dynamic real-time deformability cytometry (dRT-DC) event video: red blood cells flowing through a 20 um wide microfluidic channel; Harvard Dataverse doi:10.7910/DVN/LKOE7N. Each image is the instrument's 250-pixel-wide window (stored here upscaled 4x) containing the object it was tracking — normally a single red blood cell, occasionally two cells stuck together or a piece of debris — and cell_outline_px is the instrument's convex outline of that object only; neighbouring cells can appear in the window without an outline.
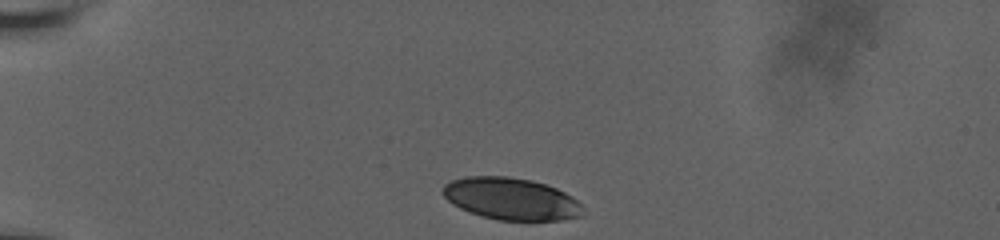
{"species": "human", "species_latin": "Homo sapiens", "temperature_condition": "room temperature", "stored_images_in_passage": 35, "camera_frame_rate_fps": 3000, "um_per_image_px": 0.085, "donor": {"sex": "male"}, "frame": {"image": 1, "passage_image": 1, "time_ms": 0.0, "image_size_px": [1000, 240], "cell_outline_px": [[580, 216], [560, 220], [496, 220], [480, 216], [468, 212], [452, 204], [444, 196], [444, 184], [452, 180], [464, 176], [508, 176], [532, 180], [556, 188], [564, 192], [576, 200], [580, 204]], "centroid_in_image_um": [43.39, 16.89], "position_along_channel_um": 41.6, "area_um2": 34.1}}
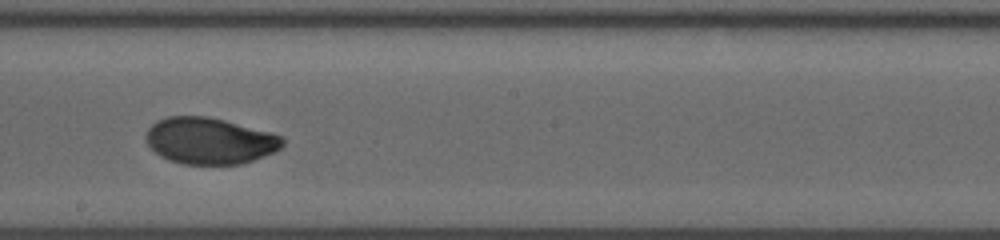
{"frame": {"image": 2, "passage_image": 20, "time_ms": 6.333, "image_size_px": [1000, 240], "cell_outline_px": [[284, 144], [280, 148], [272, 152], [252, 160], [240, 164], [184, 164], [168, 160], [160, 156], [148, 144], [144, 136], [148, 128], [156, 120], [168, 116], [208, 116], [224, 120], [268, 132], [280, 136], [284, 140]], "centroid_in_image_um": [17.76, 11.96], "position_along_channel_um": 230.4, "area_um2": 36.7}}
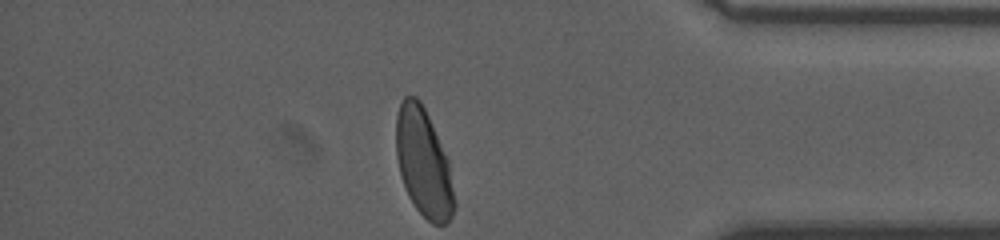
{"frame": {"image": 3, "passage_image": 35, "time_ms": 11.333, "image_size_px": [1000, 240], "cell_outline_px": [[456, 208], [448, 224], [432, 224], [416, 208], [408, 196], [400, 176], [396, 156], [396, 116], [400, 104], [404, 96], [416, 96], [420, 100], [428, 116], [448, 160], [456, 204]], "centroid_in_image_um": [35.99, 13.87], "position_along_channel_um": 399.2, "area_um2": 36.65}, "authors_computed_cell_mechanics": {"area_um2": 36.703, "velocity_mm_per_s": 3.8186, "shape_relaxation_time_tau1_ms": 4.3045, "shape_relaxation_time_tau2_ms": null, "deformation_change_tau1": 0.1434, "deformation_change_tau2": null}}